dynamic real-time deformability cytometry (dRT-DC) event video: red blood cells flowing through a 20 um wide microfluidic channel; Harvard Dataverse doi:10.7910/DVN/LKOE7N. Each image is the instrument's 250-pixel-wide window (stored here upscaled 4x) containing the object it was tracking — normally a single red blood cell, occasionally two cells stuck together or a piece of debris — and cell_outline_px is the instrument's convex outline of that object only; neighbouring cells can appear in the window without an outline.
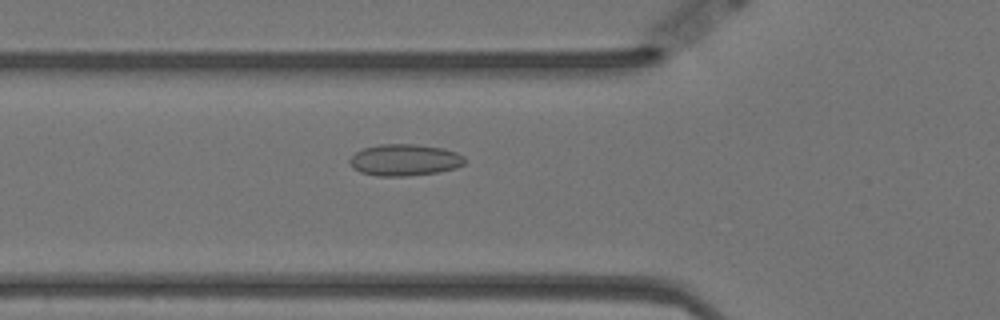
{"species": "Egyptian fruit bat (a non-hibernating species)", "species_latin": "Rousettus aegyptiacus", "temperature_condition": "warm", "stored_images_in_passage": 38, "camera_frame_rate_fps": 3000, "um_per_image_px": 0.085, "animal": {"sex": "female"}, "frame": {"image": 1, "passage_image": 8, "time_ms": 2.333, "image_size_px": [1000, 320], "cell_outline_px": [[464, 164], [456, 168], [436, 172], [408, 176], [376, 176], [360, 172], [352, 168], [348, 164], [348, 160], [356, 152], [364, 148], [380, 144], [412, 144], [440, 148], [456, 152], [464, 156]], "centroid_in_image_um": [34.35, 13.61], "position_along_channel_um": 91.5, "area_um2": 21.15}}
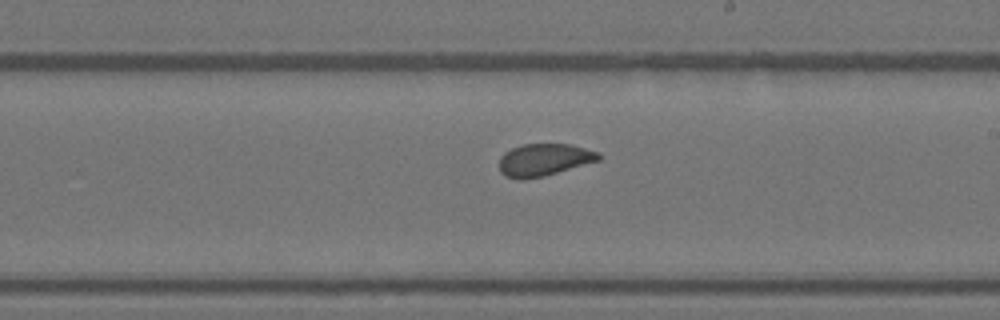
{"frame": {"image": 2, "passage_image": 21, "time_ms": 6.667, "image_size_px": [1000, 320], "cell_outline_px": [[600, 160], [544, 176], [524, 180], [520, 180], [504, 176], [500, 172], [500, 156], [504, 152], [512, 148], [524, 144], [572, 144], [600, 152]], "centroid_in_image_um": [46.24, 13.59], "position_along_channel_um": 242.8, "area_um2": 18.84}}
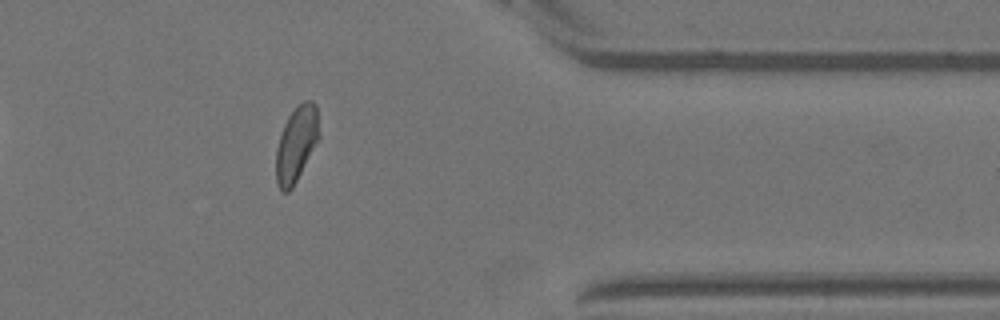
{"frame": {"image": 3, "passage_image": 35, "time_ms": 11.333, "image_size_px": [1000, 320], "cell_outline_px": [[320, 136], [292, 188], [288, 192], [284, 192], [280, 188], [276, 180], [276, 148], [284, 124], [288, 116], [296, 104], [304, 100], [312, 100], [316, 104]], "centroid_in_image_um": [25.19, 12.18], "position_along_channel_um": 386.2, "area_um2": 18.84}, "authors_computed_cell_mechanics": {"area_um2": 19.3052, "velocity_mm_per_s": 3.484, "shape_relaxation_time_tau1_ms": null, "shape_relaxation_time_tau2_ms": 0.9146, "deformation_change_tau1": null, "deformation_change_tau2": 0.0576}}